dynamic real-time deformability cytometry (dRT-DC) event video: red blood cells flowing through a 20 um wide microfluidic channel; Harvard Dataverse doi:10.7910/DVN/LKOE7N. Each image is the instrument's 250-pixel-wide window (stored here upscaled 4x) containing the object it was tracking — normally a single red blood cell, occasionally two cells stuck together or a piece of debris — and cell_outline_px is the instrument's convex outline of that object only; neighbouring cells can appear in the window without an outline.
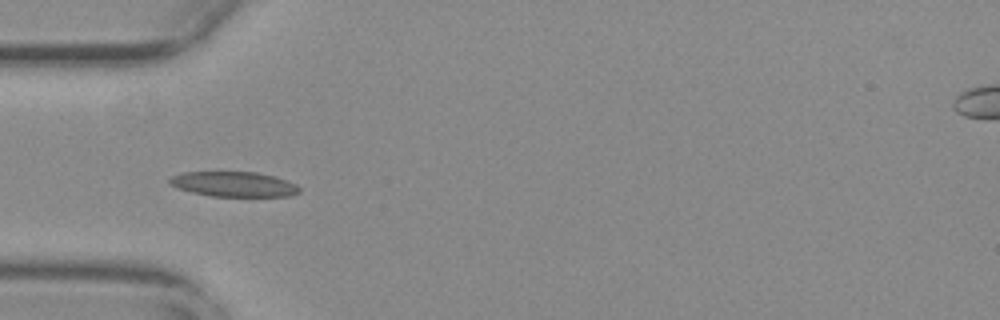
{"species": "common noctule bat (a hibernating species)", "species_latin": "Nyctalus noctula", "temperature_condition": "warm", "stored_images_in_passage": 39, "camera_frame_rate_fps": 3000, "um_per_image_px": 0.085, "animal": {"sex": "female", "body_mass_g": 29.2, "forearm_length_mm": 56.3}, "frame": {"image": 1, "passage_image": 3, "time_ms": 0.667, "image_size_px": [1000, 320], "cell_outline_px": [[300, 192], [292, 196], [212, 196], [192, 192], [176, 188], [168, 184], [168, 180], [172, 176], [184, 172], [256, 172], [276, 176], [288, 180], [296, 184], [300, 188]], "centroid_in_image_um": [19.89, 15.65], "position_along_channel_um": 65.1, "area_um2": 19.07}}
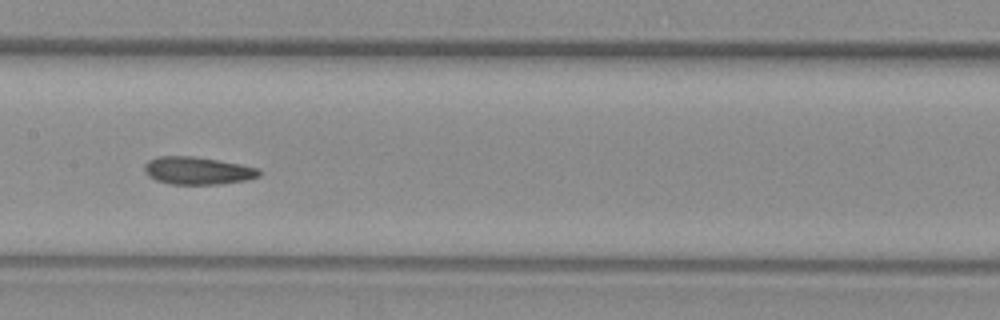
{"frame": {"image": 2, "passage_image": 13, "time_ms": 4.0, "image_size_px": [1000, 320], "cell_outline_px": [[260, 176], [248, 180], [220, 184], [168, 184], [156, 180], [148, 176], [144, 172], [144, 164], [148, 160], [156, 156], [192, 156], [240, 164], [256, 168], [260, 172]], "centroid_in_image_um": [16.74, 14.51], "position_along_channel_um": 190.7, "area_um2": 18.5}}
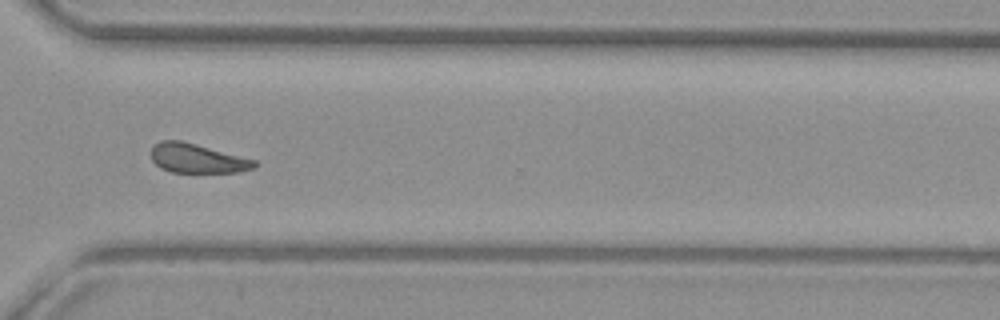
{"frame": {"image": 3, "passage_image": 26, "time_ms": 8.333, "image_size_px": [1000, 320], "cell_outline_px": [[260, 164], [256, 168], [236, 172], [172, 172], [160, 168], [152, 160], [152, 148], [160, 140], [180, 140], [196, 144], [256, 160]], "centroid_in_image_um": [16.8, 13.47], "position_along_channel_um": 353.8, "area_um2": 17.57}, "authors_computed_cell_mechanics": {"area_um2": 18.6694, "velocity_mm_per_s": 3.7704, "shape_relaxation_time_tau1_ms": null, "shape_relaxation_time_tau2_ms": 6.3536, "deformation_change_tau1": null, "deformation_change_tau2": 0.1403}}